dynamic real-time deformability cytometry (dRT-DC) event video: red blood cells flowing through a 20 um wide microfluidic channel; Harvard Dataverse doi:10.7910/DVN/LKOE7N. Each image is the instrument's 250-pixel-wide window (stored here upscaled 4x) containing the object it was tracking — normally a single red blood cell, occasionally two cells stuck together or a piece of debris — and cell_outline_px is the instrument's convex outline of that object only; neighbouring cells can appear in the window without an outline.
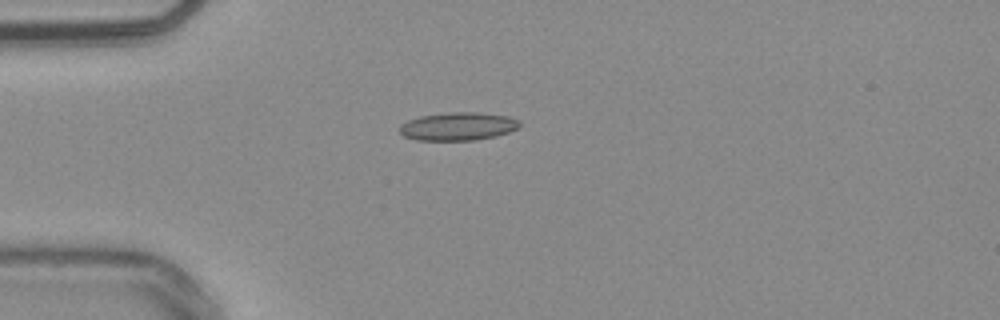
{"species": "common noctule bat (a hibernating species)", "species_latin": "Nyctalus noctula", "temperature_condition": "warm", "stored_images_in_passage": 40, "camera_frame_rate_fps": 3000, "um_per_image_px": 0.085, "animal": {"sex": "male", "body_mass_g": 20.4}, "frame": {"image": 1, "passage_image": 1, "time_ms": 0.0, "image_size_px": [1000, 320], "cell_outline_px": [[520, 128], [496, 136], [476, 140], [416, 140], [404, 136], [400, 132], [400, 124], [408, 120], [420, 116], [452, 112], [476, 112], [508, 116], [516, 120], [520, 124]], "centroid_in_image_um": [38.92, 10.74], "position_along_channel_um": 46.1, "area_um2": 19.59}}
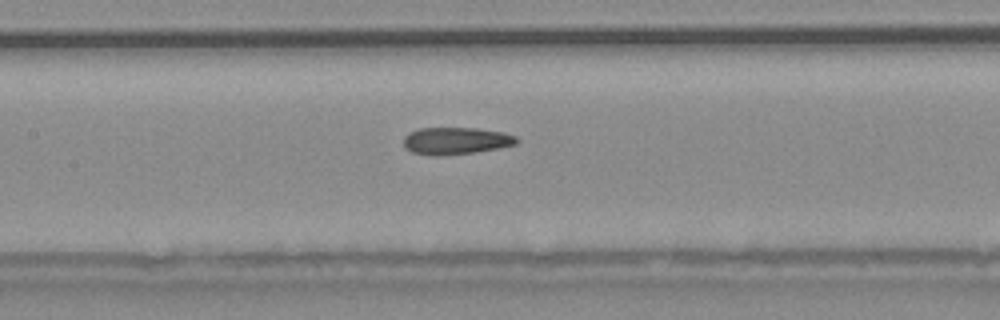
{"frame": {"image": 2, "passage_image": 12, "time_ms": 3.667, "image_size_px": [1000, 320], "cell_outline_px": [[520, 140], [516, 144], [500, 148], [476, 152], [440, 156], [432, 156], [412, 152], [404, 148], [404, 136], [408, 132], [420, 128], [476, 128], [504, 132], [516, 136]], "centroid_in_image_um": [38.75, 11.97], "position_along_channel_um": 168.6, "area_um2": 18.15}}
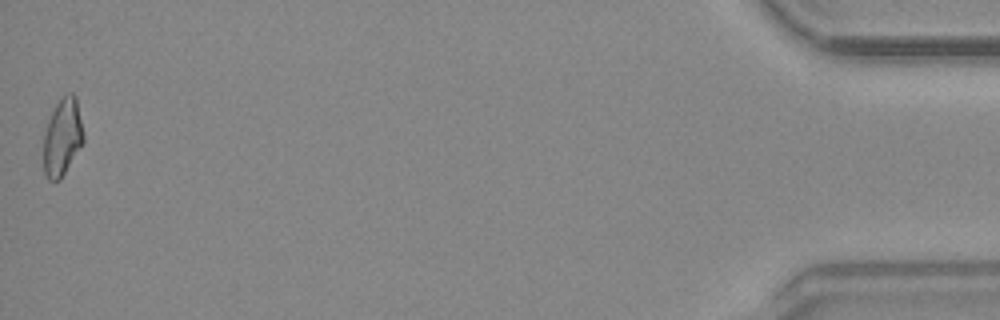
{"frame": {"image": 3, "passage_image": 40, "time_ms": 13.0, "image_size_px": [1000, 320], "cell_outline_px": [[84, 144], [60, 180], [48, 180], [44, 172], [44, 132], [48, 120], [56, 104], [68, 92], [72, 92], [76, 96], [84, 132]], "centroid_in_image_um": [5.33, 11.67], "position_along_channel_um": 429.9, "area_um2": 18.21}, "authors_computed_cell_mechanics": {"area_um2": 17.8891, "velocity_mm_per_s": 3.8176, "shape_relaxation_time_tau1_ms": null, "shape_relaxation_time_tau2_ms": 2.6151, "deformation_change_tau1": null, "deformation_change_tau2": 0.11}}